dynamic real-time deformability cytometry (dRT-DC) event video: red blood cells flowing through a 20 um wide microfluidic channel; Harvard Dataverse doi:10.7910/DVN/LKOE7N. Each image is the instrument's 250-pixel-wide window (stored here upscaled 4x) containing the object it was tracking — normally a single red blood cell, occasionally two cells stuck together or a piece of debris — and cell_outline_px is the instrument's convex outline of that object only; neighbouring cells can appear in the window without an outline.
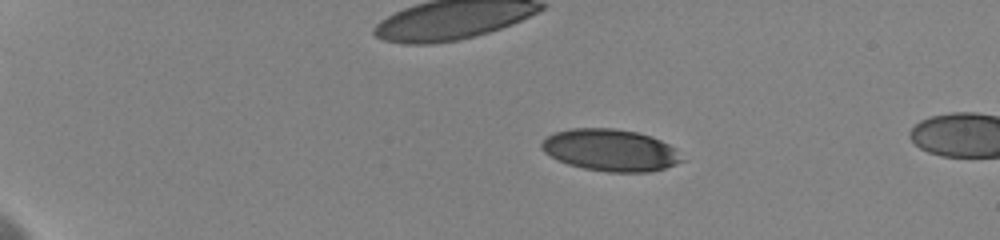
{"species": "human", "species_latin": "Homo sapiens", "temperature_condition": "cold", "stored_images_in_passage": 11, "camera_frame_rate_fps": 3000, "um_per_image_px": 0.085, "donor": {"sex": "female"}, "frame": {"image": 1, "passage_image": 7, "time_ms": 3.667, "image_size_px": [1000, 240], "cell_outline_px": [[684, 160], [676, 164], [664, 168], [648, 172], [608, 172], [584, 168], [568, 164], [544, 152], [540, 148], [540, 144], [548, 136], [556, 132], [572, 128], [616, 128], [636, 132], [652, 136], [668, 144]], "centroid_in_image_um": [51.87, 12.76], "position_along_channel_um": 33.1, "area_um2": 33.93}}